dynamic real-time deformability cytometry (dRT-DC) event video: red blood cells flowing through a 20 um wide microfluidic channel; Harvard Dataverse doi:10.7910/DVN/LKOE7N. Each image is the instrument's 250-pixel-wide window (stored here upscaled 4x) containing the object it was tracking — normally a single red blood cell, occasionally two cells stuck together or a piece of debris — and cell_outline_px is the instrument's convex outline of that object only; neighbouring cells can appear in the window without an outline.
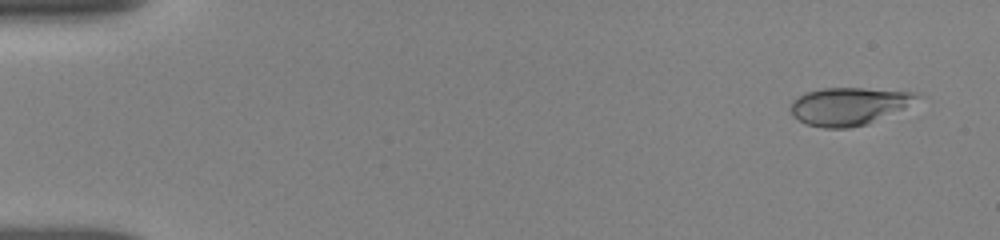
{"species": "human", "species_latin": "Homo sapiens", "temperature_condition": "room temperature", "stored_images_in_passage": 39, "camera_frame_rate_fps": 3000, "um_per_image_px": 0.085, "donor": {"sex": "female"}, "frame": {"image": 1, "passage_image": 2, "time_ms": 0.333, "image_size_px": [1000, 240], "cell_outline_px": [[924, 96], [904, 108], [868, 124], [848, 128], [824, 128], [804, 124], [792, 116], [792, 100], [808, 92], [824, 88], [864, 88], [916, 92]], "centroid_in_image_um": [72.18, 9.03], "position_along_channel_um": 12.8, "area_um2": 27.74}}
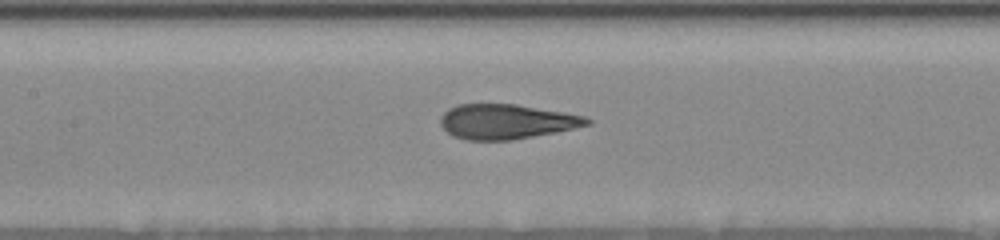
{"frame": {"image": 2, "passage_image": 23, "time_ms": 7.667, "image_size_px": [1000, 240], "cell_outline_px": [[592, 124], [556, 132], [512, 140], [464, 140], [452, 136], [440, 124], [440, 116], [448, 108], [460, 104], [516, 104], [564, 112], [584, 116], [592, 120]], "centroid_in_image_um": [43.03, 10.34], "position_along_channel_um": 164.4, "area_um2": 29.82}}
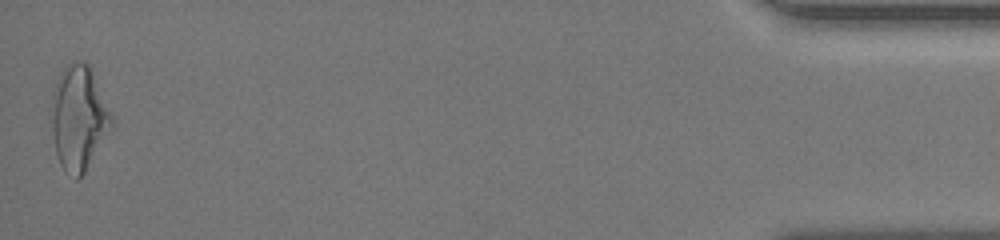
{"frame": {"image": 3, "passage_image": 39, "time_ms": 16.667, "image_size_px": [1000, 240], "cell_outline_px": [[116, 120], [84, 172], [76, 180], [64, 172], [60, 164], [56, 152], [52, 132], [48, 108], [60, 72], [68, 64], [88, 64], [92, 68]], "centroid_in_image_um": [6.69, 10.03], "position_along_channel_um": 428.5, "area_um2": 36.99}, "authors_computed_cell_mechanics": {"area_um2": 30.056, "velocity_mm_per_s": 3.8668, "shape_relaxation_time_tau1_ms": 5.6159, "shape_relaxation_time_tau2_ms": 1.0154, "deformation_change_tau1": 0.1947, "deformation_change_tau2": 0.0767}}